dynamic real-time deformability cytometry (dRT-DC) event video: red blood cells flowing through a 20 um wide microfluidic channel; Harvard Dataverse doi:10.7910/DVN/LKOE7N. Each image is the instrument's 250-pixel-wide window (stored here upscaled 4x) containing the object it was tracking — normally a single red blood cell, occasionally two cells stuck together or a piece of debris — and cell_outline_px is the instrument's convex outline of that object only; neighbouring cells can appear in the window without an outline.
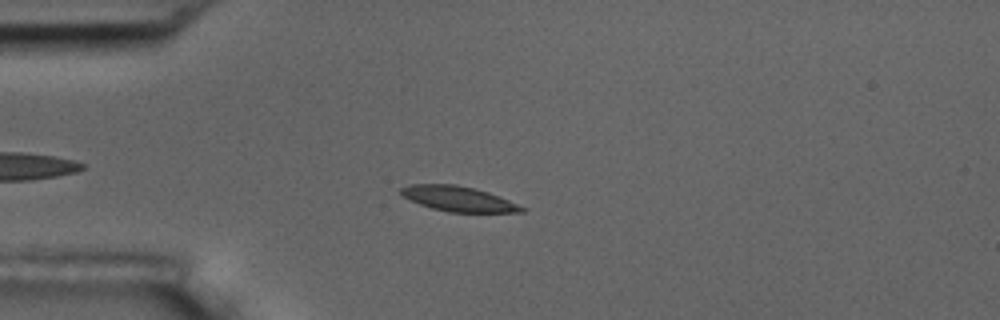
{"species": "common noctule bat (a hibernating species)", "species_latin": "Nyctalus noctula", "temperature_condition": "room temperature", "stored_images_in_passage": 48, "camera_frame_rate_fps": 3000, "um_per_image_px": 0.085, "animal": {"sex": "male", "body_mass_g": 17.5, "forearm_length_mm": 52.3}, "frame": {"image": 1, "passage_image": 6, "time_ms": 1.667, "image_size_px": [1000, 320], "cell_outline_px": [[528, 208], [524, 212], [448, 212], [432, 208], [420, 204], [404, 196], [400, 192], [400, 188], [408, 184], [456, 184], [476, 188], [488, 192]], "centroid_in_image_um": [38.98, 16.89], "position_along_channel_um": 46.0, "area_um2": 17.63}}
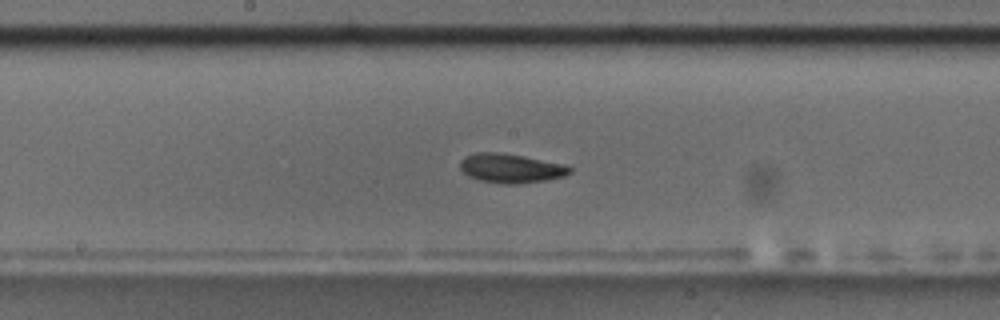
{"frame": {"image": 2, "passage_image": 21, "time_ms": 6.667, "image_size_px": [1000, 320], "cell_outline_px": [[572, 172], [564, 176], [544, 180], [516, 184], [500, 184], [480, 180], [468, 176], [460, 168], [460, 160], [464, 156], [476, 152], [496, 152], [524, 156], [564, 164], [572, 168]], "centroid_in_image_um": [43.4, 14.3], "position_along_channel_um": 204.8, "area_um2": 18.67}}
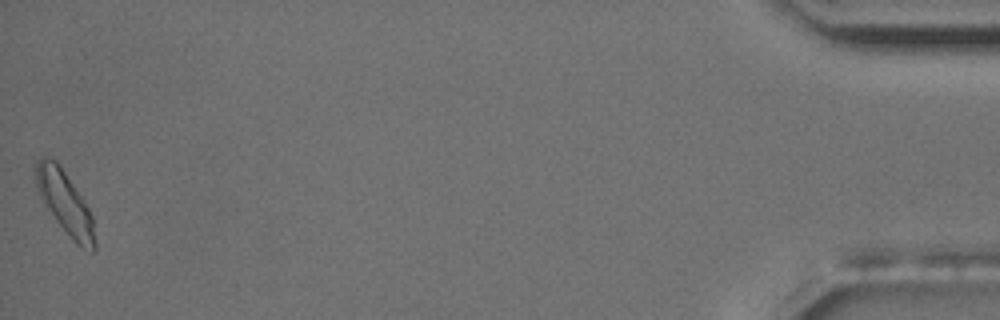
{"frame": {"image": 3, "passage_image": 48, "time_ms": 15.667, "image_size_px": [1000, 320], "cell_outline_px": [[96, 248], [92, 252], [80, 248], [72, 240], [56, 220], [40, 196], [36, 184], [36, 160], [40, 156], [48, 156], [56, 160], [60, 164], [84, 200], [92, 216], [96, 244]], "centroid_in_image_um": [5.54, 17.22], "position_along_channel_um": 429.7, "area_um2": 21.5}, "authors_computed_cell_mechanics": {"area_um2": 17.9469, "velocity_mm_per_s": 3.5398, "shape_relaxation_time_tau1_ms": null, "shape_relaxation_time_tau2_ms": 3.7953, "deformation_change_tau1": null, "deformation_change_tau2": 0.0845}}